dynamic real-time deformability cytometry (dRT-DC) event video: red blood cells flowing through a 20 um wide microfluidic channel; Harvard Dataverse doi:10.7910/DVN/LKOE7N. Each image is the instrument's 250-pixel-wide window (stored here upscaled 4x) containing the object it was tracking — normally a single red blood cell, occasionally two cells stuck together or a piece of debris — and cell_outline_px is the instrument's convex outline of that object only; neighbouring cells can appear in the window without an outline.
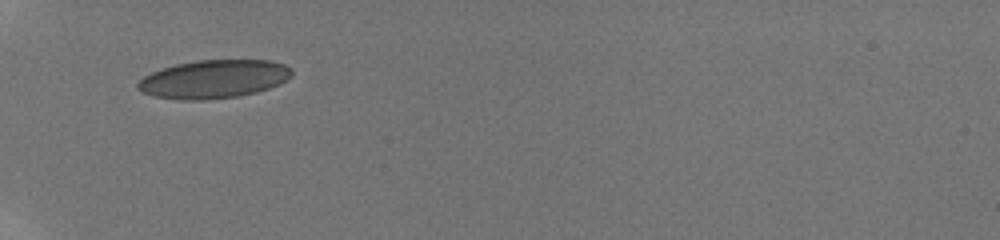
{"species": "human", "species_latin": "Homo sapiens", "temperature_condition": "room temperature", "stored_images_in_passage": 63, "camera_frame_rate_fps": 3000, "um_per_image_px": 0.085, "donor": {"sex": "male"}, "frame": {"image": 1, "passage_image": 1, "time_ms": 0.0, "image_size_px": [1000, 240], "cell_outline_px": [[292, 76], [288, 80], [280, 84], [256, 92], [240, 96], [200, 100], [184, 100], [152, 96], [136, 88], [136, 84], [144, 76], [152, 72], [176, 64], [196, 60], [272, 60], [284, 64], [292, 68]], "centroid_in_image_um": [18.2, 6.72], "position_along_channel_um": 66.8, "area_um2": 34.51}}
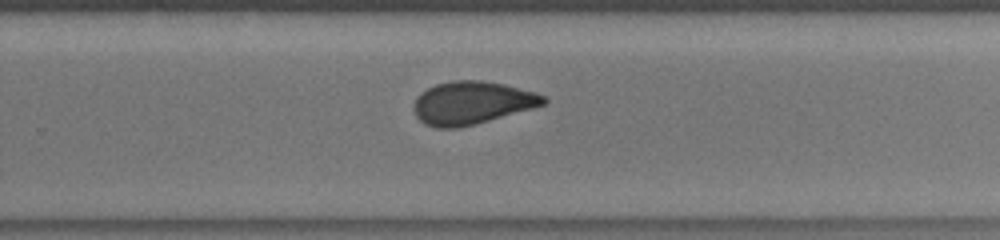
{"frame": {"image": 2, "passage_image": 34, "time_ms": 6.0, "image_size_px": [1000, 240], "cell_outline_px": [[548, 100], [544, 104], [532, 108], [476, 124], [460, 128], [436, 128], [424, 124], [416, 116], [412, 108], [412, 104], [416, 96], [420, 92], [436, 84], [452, 80], [480, 80], [504, 84], [536, 92], [548, 96]], "centroid_in_image_um": [40.08, 8.74], "position_along_channel_um": 289.7, "area_um2": 32.77}}
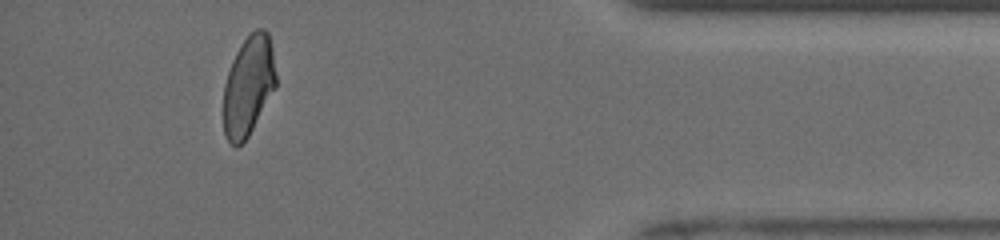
{"frame": {"image": 3, "passage_image": 59, "time_ms": 10.0, "image_size_px": [1000, 240], "cell_outline_px": [[276, 88], [248, 136], [236, 148], [228, 140], [224, 132], [224, 84], [232, 60], [240, 44], [256, 28], [264, 28], [268, 32], [272, 48], [276, 76]], "centroid_in_image_um": [21.13, 7.28], "position_along_channel_um": 414.1, "area_um2": 30.46}, "authors_computed_cell_mechanics": {"area_um2": 32.5414, "velocity_mm_per_s": 3.93, "shape_relaxation_time_tau1_ms": 7.6933, "shape_relaxation_time_tau2_ms": 1.3022, "deformation_change_tau1": 0.1652, "deformation_change_tau2": 0.0706}}